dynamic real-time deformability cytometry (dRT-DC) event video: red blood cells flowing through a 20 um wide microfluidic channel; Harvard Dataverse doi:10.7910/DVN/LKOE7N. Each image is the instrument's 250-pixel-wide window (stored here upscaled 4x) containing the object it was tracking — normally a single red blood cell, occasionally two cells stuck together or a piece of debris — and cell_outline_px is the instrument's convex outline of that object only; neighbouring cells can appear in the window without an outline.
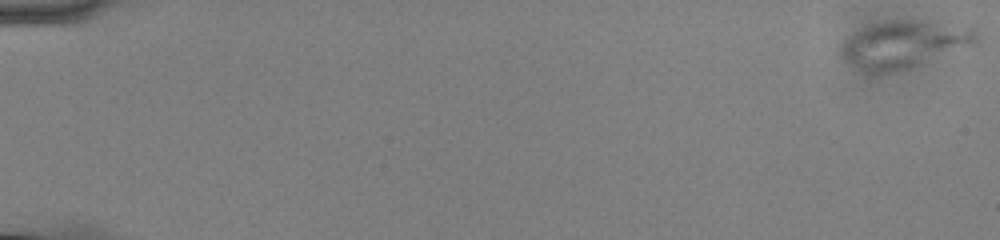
{"species": "common noctule bat (a hibernating species)", "species_latin": "Nyctalus noctula", "temperature_condition": "cold", "stored_images_in_passage": 14, "camera_frame_rate_fps": 3000, "um_per_image_px": 0.085, "animal": {"sex": "male", "body_mass_g": 13.0, "forearm_length_mm": 53.1}, "frame": {"image": 1, "passage_image": 1, "time_ms": 0.0, "image_size_px": [1000, 240], "cell_outline_px": [[980, 44], [908, 68], [892, 72], [868, 72], [848, 64], [840, 52], [848, 36], [864, 28], [876, 24], [896, 20], [976, 24], [980, 40]], "centroid_in_image_um": [77.03, 3.75], "position_along_channel_um": 8.0, "area_um2": 37.57}}